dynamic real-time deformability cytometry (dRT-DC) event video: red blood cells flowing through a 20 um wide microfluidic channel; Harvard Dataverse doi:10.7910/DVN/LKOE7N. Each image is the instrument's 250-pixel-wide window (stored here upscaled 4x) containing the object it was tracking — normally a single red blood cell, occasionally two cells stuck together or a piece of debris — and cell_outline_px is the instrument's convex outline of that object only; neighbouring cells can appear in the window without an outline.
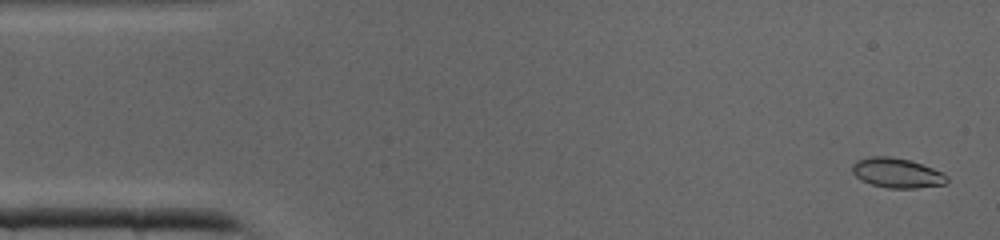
{"species": "common noctule bat (a hibernating species)", "species_latin": "Nyctalus noctula", "temperature_condition": "cold", "stored_images_in_passage": 41, "camera_frame_rate_fps": 3000, "um_per_image_px": 0.085, "animal": {"sex": "male", "body_mass_g": 19.0, "forearm_length_mm": 50.8}, "frame": {"image": 1, "passage_image": 2, "time_ms": 0.333, "image_size_px": [1000, 240], "cell_outline_px": [[948, 184], [916, 188], [888, 188], [872, 184], [860, 180], [852, 172], [852, 164], [856, 160], [868, 156], [888, 156], [908, 160], [944, 172], [948, 176]], "centroid_in_image_um": [76.25, 14.7], "position_along_channel_um": 8.8, "area_um2": 16.53}}
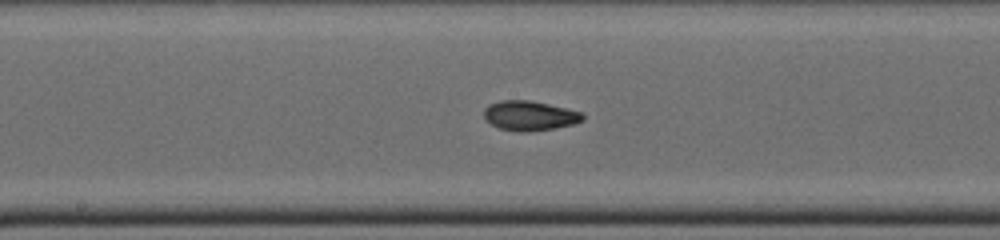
{"frame": {"image": 2, "passage_image": 21, "time_ms": 6.667, "image_size_px": [1000, 240], "cell_outline_px": [[584, 120], [576, 124], [552, 128], [520, 132], [500, 128], [492, 124], [484, 116], [484, 108], [488, 104], [500, 100], [532, 100], [584, 112]], "centroid_in_image_um": [45.06, 9.81], "position_along_channel_um": 203.1, "area_um2": 17.11}}
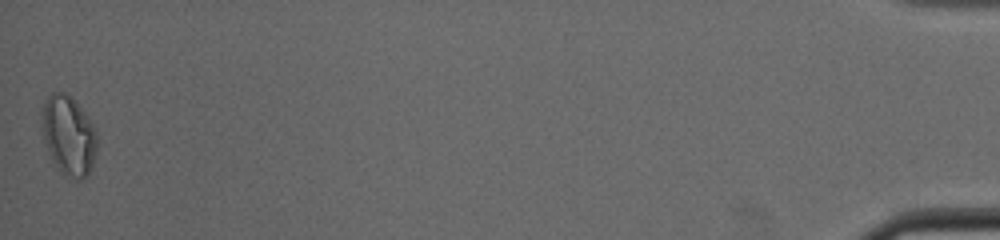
{"frame": {"image": 3, "passage_image": 41, "time_ms": 13.333, "image_size_px": [1000, 240], "cell_outline_px": [[96, 152], [88, 176], [80, 180], [76, 180], [60, 172], [52, 160], [48, 152], [44, 136], [40, 112], [40, 108], [48, 96], [52, 92], [64, 92], [72, 96], [76, 100], [92, 124], [96, 132]], "centroid_in_image_um": [5.81, 11.49], "position_along_channel_um": 429.4, "area_um2": 25.66}}